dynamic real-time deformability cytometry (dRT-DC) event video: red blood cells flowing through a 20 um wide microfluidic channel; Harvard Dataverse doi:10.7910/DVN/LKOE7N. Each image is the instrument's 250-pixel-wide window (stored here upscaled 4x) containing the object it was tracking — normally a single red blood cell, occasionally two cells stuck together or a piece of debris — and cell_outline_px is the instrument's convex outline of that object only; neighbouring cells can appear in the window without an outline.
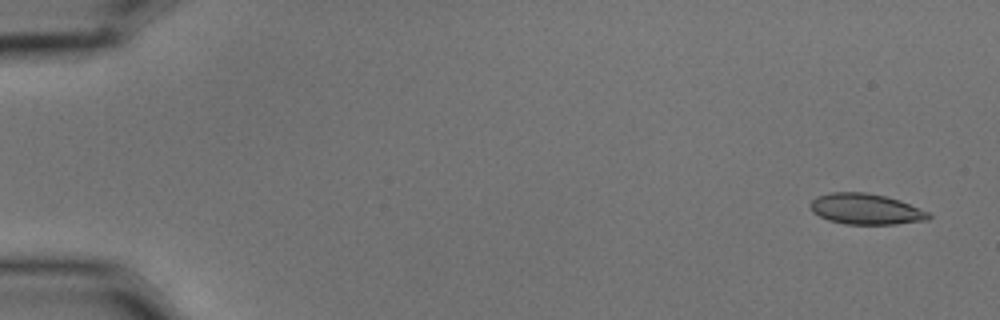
{"species": "common noctule bat (a hibernating species)", "species_latin": "Nyctalus noctula", "temperature_condition": "cold", "stored_images_in_passage": 5, "camera_frame_rate_fps": 3000, "um_per_image_px": 0.085, "animal": {"sex": "male", "body_mass_g": 15.6}, "frame": {"image": 1, "passage_image": 1, "time_ms": 0.0, "image_size_px": [1000, 320], "cell_outline_px": [[932, 216], [928, 220], [896, 224], [844, 224], [828, 220], [812, 212], [808, 204], [816, 196], [828, 192], [864, 192], [884, 196], [900, 200], [928, 212]], "centroid_in_image_um": [73.55, 17.77], "position_along_channel_um": 11.4, "area_um2": 21.33}}
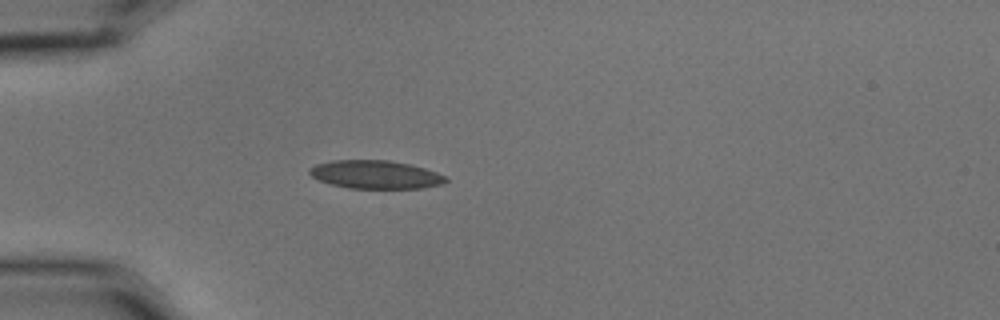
{"frame": {"image": 2, "passage_image": 4, "time_ms": 1.0, "image_size_px": [1000, 320], "cell_outline_px": [[448, 180], [440, 184], [424, 188], [348, 188], [332, 184], [320, 180], [312, 176], [308, 172], [308, 168], [316, 164], [332, 160], [388, 160], [408, 164], [424, 168], [448, 176]], "centroid_in_image_um": [31.91, 14.83], "position_along_channel_um": 53.1, "area_um2": 22.37}}